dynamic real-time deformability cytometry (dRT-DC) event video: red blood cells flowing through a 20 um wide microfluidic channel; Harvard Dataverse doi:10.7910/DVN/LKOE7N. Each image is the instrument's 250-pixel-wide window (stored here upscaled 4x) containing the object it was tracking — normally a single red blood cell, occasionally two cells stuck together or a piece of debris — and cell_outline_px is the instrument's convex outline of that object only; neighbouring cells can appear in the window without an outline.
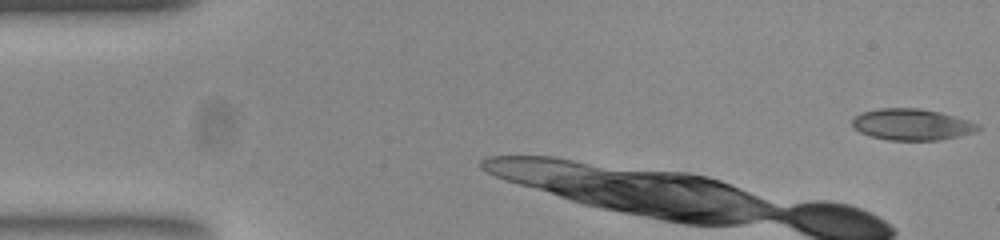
{"species": "common noctule bat (a hibernating species)", "species_latin": "Nyctalus noctula", "temperature_condition": "room temperature", "stored_images_in_passage": 38, "camera_frame_rate_fps": 3000, "um_per_image_px": 0.085, "animal": {"sex": "female", "body_mass_g": 23.0, "forearm_length_mm": 53.4}, "frame": {"image": 1, "passage_image": 1, "time_ms": 0.0, "image_size_px": [1000, 240], "cell_outline_px": [[980, 128], [976, 132], [960, 136], [940, 140], [888, 140], [872, 136], [860, 132], [852, 128], [852, 120], [860, 112], [880, 108], [920, 108], [940, 112], [956, 116], [980, 124]], "centroid_in_image_um": [77.52, 10.58], "position_along_channel_um": 7.5, "area_um2": 23.18}, "authors_computed_cell_mechanics": {"area_um2": 23.2067, "velocity_mm_per_s": 3.7789, "shape_relaxation_time_tau1_ms": 3.2074, "shape_relaxation_time_tau2_ms": null, "deformation_change_tau1": 0.3316, "deformation_change_tau2": null}}